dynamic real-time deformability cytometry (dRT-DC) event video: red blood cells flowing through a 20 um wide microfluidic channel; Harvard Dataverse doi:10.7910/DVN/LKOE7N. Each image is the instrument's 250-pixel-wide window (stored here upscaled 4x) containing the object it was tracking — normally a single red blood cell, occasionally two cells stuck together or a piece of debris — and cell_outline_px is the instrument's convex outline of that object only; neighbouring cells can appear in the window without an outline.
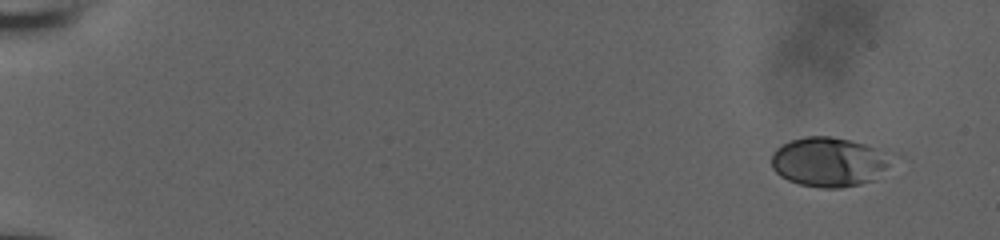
{"species": "human", "species_latin": "Homo sapiens", "temperature_condition": "room temperature", "stored_images_in_passage": 53, "camera_frame_rate_fps": 3000, "um_per_image_px": 0.085, "donor": {"sex": "male"}, "frame": {"image": 1, "passage_image": 1, "time_ms": 0.0, "image_size_px": [1000, 240], "cell_outline_px": [[888, 164], [872, 180], [860, 184], [840, 188], [820, 188], [800, 184], [788, 180], [780, 176], [772, 168], [772, 152], [776, 148], [792, 140], [804, 136], [832, 136], [864, 144], [876, 148]], "centroid_in_image_um": [70.31, 13.77], "position_along_channel_um": 14.7, "area_um2": 33.58}}
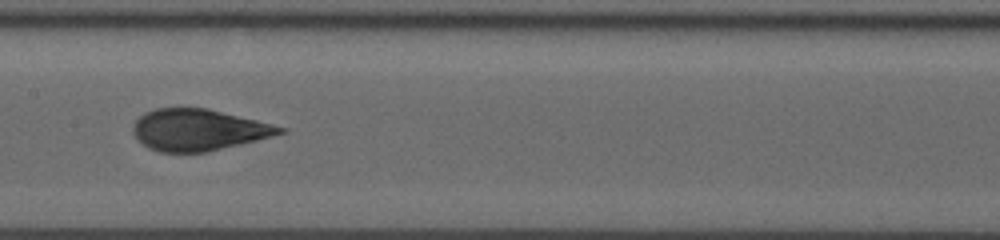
{"frame": {"image": 2, "passage_image": 28, "time_ms": 9.0, "image_size_px": [1000, 240], "cell_outline_px": [[288, 132], [208, 152], [160, 152], [148, 148], [132, 132], [132, 124], [144, 112], [156, 108], [208, 108], [288, 128]], "centroid_in_image_um": [16.87, 11.03], "position_along_channel_um": 190.5, "area_um2": 35.43}}
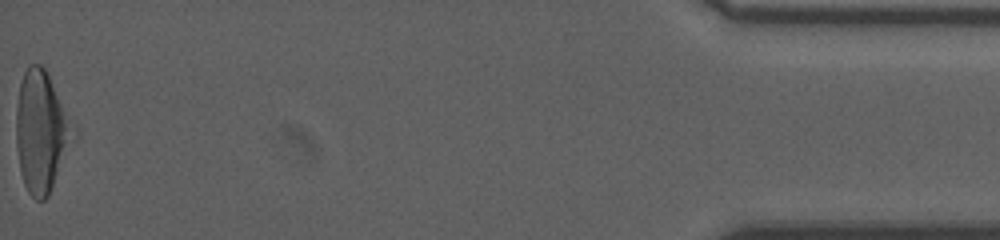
{"frame": {"image": 3, "passage_image": 53, "time_ms": 17.333, "image_size_px": [1000, 240], "cell_outline_px": [[80, 136], [48, 196], [44, 200], [36, 200], [28, 192], [24, 184], [20, 172], [16, 144], [16, 108], [20, 84], [24, 72], [28, 64], [40, 64], [44, 68], [76, 124], [80, 132]], "centroid_in_image_um": [3.6, 11.23], "position_along_channel_um": 431.6, "area_um2": 41.79}, "authors_computed_cell_mechanics": {"area_um2": 35.3736, "velocity_mm_per_s": 3.9372, "shape_relaxation_time_tau1_ms": 3.9432, "shape_relaxation_time_tau2_ms": 0.8309, "deformation_change_tau1": 0.168, "deformation_change_tau2": 0.0688}}